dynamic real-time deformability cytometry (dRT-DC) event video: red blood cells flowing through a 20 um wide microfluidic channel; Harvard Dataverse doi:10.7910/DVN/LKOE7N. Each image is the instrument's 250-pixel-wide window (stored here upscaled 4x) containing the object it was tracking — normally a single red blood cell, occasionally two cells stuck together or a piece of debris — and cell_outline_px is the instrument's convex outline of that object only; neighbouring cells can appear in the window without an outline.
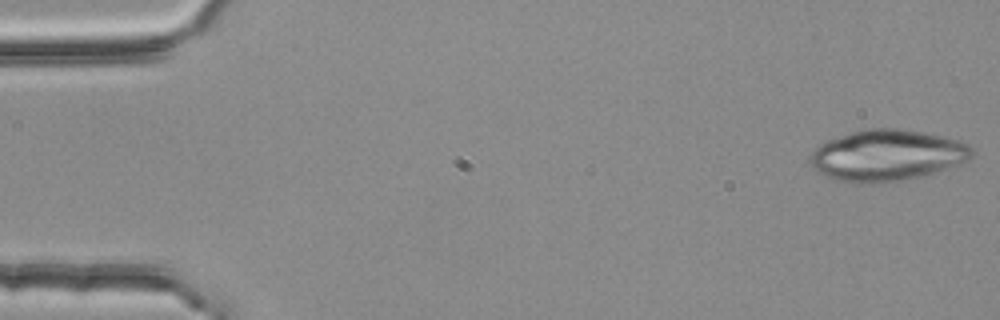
{"species": "common noctule bat (a hibernating species)", "species_latin": "Nyctalus noctula", "temperature_condition": "room temperature", "stored_images_in_passage": 4, "camera_frame_rate_fps": 3000, "um_per_image_px": 0.085, "animal": {"sex": "female", "body_mass_g": 25.1}, "frame": {"image": 1, "passage_image": 1, "time_ms": 0.0, "image_size_px": [1000, 320], "cell_outline_px": [[972, 156], [968, 160], [960, 164], [936, 172], [900, 180], [876, 184], [856, 184], [836, 180], [812, 168], [812, 152], [824, 140], [852, 132], [868, 128], [892, 128], [940, 136], [960, 140], [968, 144], [972, 148]], "centroid_in_image_um": [75.39, 13.22], "position_along_channel_um": 9.6, "area_um2": 47.92}}